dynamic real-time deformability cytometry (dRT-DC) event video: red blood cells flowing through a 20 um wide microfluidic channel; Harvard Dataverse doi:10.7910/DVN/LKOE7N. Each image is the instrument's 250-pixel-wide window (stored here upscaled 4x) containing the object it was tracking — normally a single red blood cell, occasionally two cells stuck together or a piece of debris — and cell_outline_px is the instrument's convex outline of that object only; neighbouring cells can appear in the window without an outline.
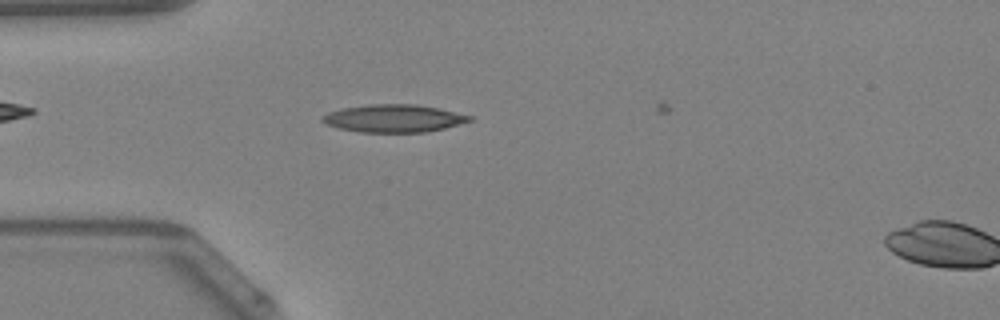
{"species": "Egyptian fruit bat (a non-hibernating species)", "species_latin": "Rousettus aegyptiacus", "temperature_condition": "warm", "stored_images_in_passage": 5, "camera_frame_rate_fps": 3000, "um_per_image_px": 0.085, "animal": {"sex": "female"}, "frame": {"image": 1, "passage_image": 4, "time_ms": 1.0, "image_size_px": [1000, 320], "cell_outline_px": [[472, 120], [444, 128], [424, 132], [360, 132], [340, 128], [328, 124], [320, 120], [320, 116], [328, 112], [344, 108], [372, 104], [416, 104], [440, 108], [472, 116]], "centroid_in_image_um": [33.46, 10.05], "position_along_channel_um": 51.5, "area_um2": 23.58}}